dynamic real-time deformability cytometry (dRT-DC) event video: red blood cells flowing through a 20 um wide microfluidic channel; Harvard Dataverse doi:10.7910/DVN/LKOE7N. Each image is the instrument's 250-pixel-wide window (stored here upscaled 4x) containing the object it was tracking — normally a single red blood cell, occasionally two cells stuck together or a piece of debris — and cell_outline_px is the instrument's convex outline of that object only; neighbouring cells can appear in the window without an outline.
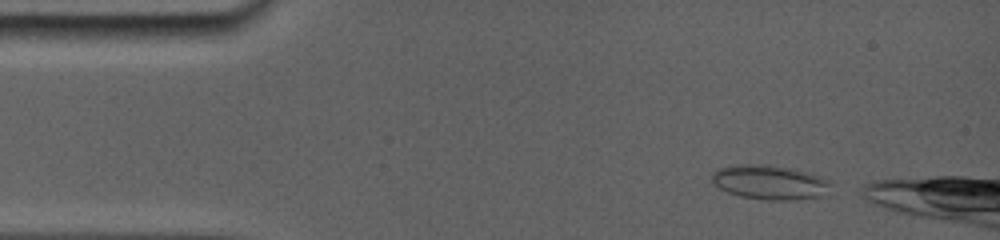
{"species": "common noctule bat (a hibernating species)", "species_latin": "Nyctalus noctula", "temperature_condition": "room temperature", "stored_images_in_passage": 9, "camera_frame_rate_fps": 5000, "um_per_image_px": 0.085, "animal": {"sex": "female", "body_mass_g": 19.0, "forearm_length_mm": 56.7}, "frame": {"image": 1, "passage_image": 1, "time_ms": 0.0, "image_size_px": [1000, 240], "cell_outline_px": [[836, 196], [800, 200], [764, 200], [740, 196], [728, 192], [720, 188], [712, 180], [712, 176], [720, 168], [780, 168], [796, 172], [824, 180], [828, 184]], "centroid_in_image_um": [65.56, 15.65], "position_along_channel_um": 19.4, "area_um2": 22.02}}
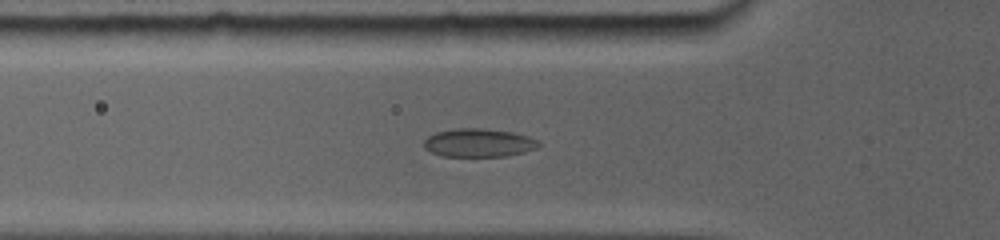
{"frame": {"image": 2, "passage_image": 7, "time_ms": 3.6, "image_size_px": [1000, 240], "cell_outline_px": [[540, 144], [536, 148], [524, 152], [508, 156], [444, 156], [432, 152], [424, 148], [424, 140], [428, 136], [436, 132], [460, 128], [472, 128], [508, 132], [524, 136], [536, 140]], "centroid_in_image_um": [40.64, 12.15], "position_along_channel_um": 85.2, "area_um2": 18.44}}
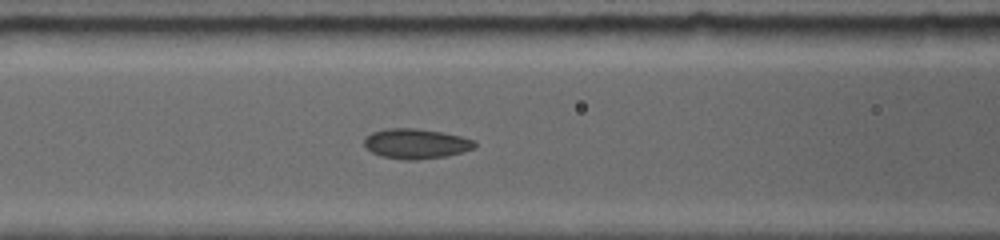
{"frame": {"image": 3, "passage_image": 9, "time_ms": 4.8, "image_size_px": [1000, 240], "cell_outline_px": [[476, 144], [472, 148], [460, 152], [444, 156], [416, 160], [404, 160], [380, 156], [372, 152], [364, 144], [364, 140], [372, 132], [392, 128], [412, 128], [440, 132], [460, 136], [472, 140]], "centroid_in_image_um": [35.32, 12.22], "position_along_channel_um": 131.3, "area_um2": 18.84}}